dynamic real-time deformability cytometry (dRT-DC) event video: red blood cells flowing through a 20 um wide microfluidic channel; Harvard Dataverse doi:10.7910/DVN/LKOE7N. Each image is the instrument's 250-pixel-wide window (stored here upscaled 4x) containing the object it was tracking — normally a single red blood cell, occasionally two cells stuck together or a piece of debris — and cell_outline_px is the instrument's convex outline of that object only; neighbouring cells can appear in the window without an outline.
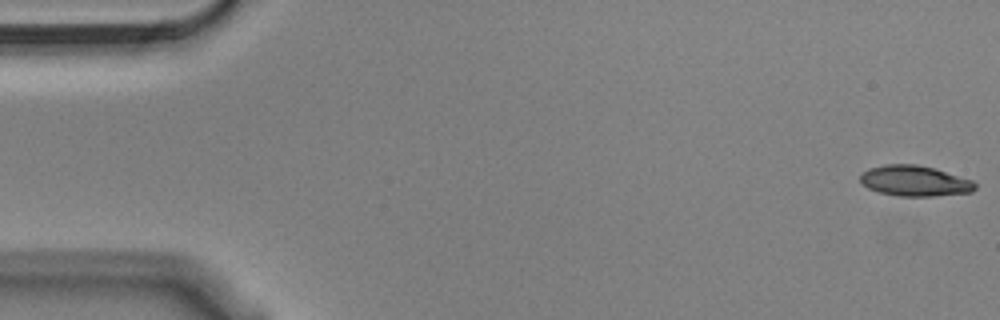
{"species": "Egyptian fruit bat (a non-hibernating species)", "species_latin": "Rousettus aegyptiacus", "temperature_condition": "cold", "stored_images_in_passage": 55, "camera_frame_rate_fps": 3000, "um_per_image_px": 0.085, "animal": {"sex": "male"}, "frame": {"image": 1, "passage_image": 1, "time_ms": 0.0, "image_size_px": [1000, 320], "cell_outline_px": [[976, 188], [972, 192], [932, 196], [896, 196], [880, 192], [868, 188], [860, 180], [860, 176], [868, 168], [884, 164], [916, 164], [936, 168], [972, 180], [976, 184]], "centroid_in_image_um": [77.76, 15.37], "position_along_channel_um": 7.2, "area_um2": 20.52}}
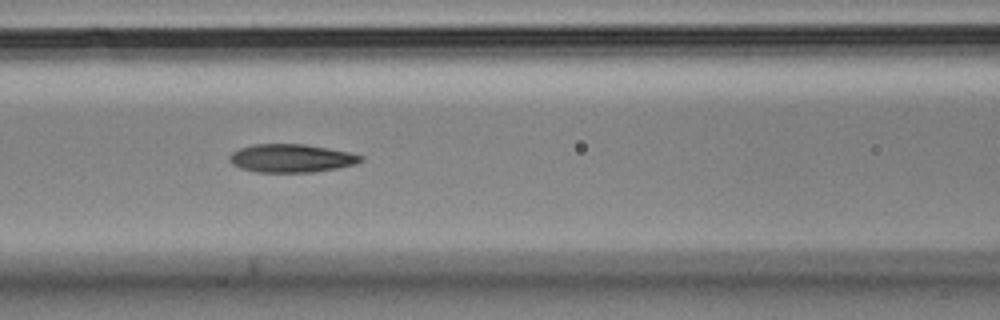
{"frame": {"image": 2, "passage_image": 23, "time_ms": 7.333, "image_size_px": [1000, 320], "cell_outline_px": [[364, 160], [356, 164], [336, 168], [312, 172], [256, 172], [240, 168], [232, 164], [228, 160], [228, 156], [232, 152], [240, 148], [252, 144], [304, 144], [348, 152], [364, 156]], "centroid_in_image_um": [24.73, 13.45], "position_along_channel_um": 141.9, "area_um2": 21.62}}
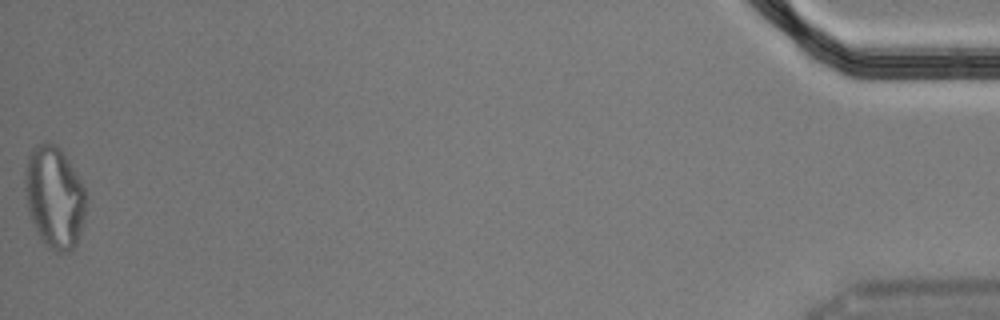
{"frame": {"image": 3, "passage_image": 55, "time_ms": 18.0, "image_size_px": [1000, 320], "cell_outline_px": [[88, 196], [84, 216], [80, 232], [76, 244], [68, 252], [56, 252], [48, 248], [44, 244], [28, 212], [24, 188], [24, 168], [28, 156], [32, 148], [36, 144], [44, 140], [56, 144], [60, 148], [68, 160], [80, 180]], "centroid_in_image_um": [4.61, 16.72], "position_along_channel_um": 430.6, "area_um2": 36.65}, "authors_computed_cell_mechanics": {"area_um2": 21.5594, "velocity_mm_per_s": 3.6357, "shape_relaxation_time_tau1_ms": 4.4688, "shape_relaxation_time_tau2_ms": 2.7305, "deformation_change_tau1": 0.1693, "deformation_change_tau2": 0.1163}}